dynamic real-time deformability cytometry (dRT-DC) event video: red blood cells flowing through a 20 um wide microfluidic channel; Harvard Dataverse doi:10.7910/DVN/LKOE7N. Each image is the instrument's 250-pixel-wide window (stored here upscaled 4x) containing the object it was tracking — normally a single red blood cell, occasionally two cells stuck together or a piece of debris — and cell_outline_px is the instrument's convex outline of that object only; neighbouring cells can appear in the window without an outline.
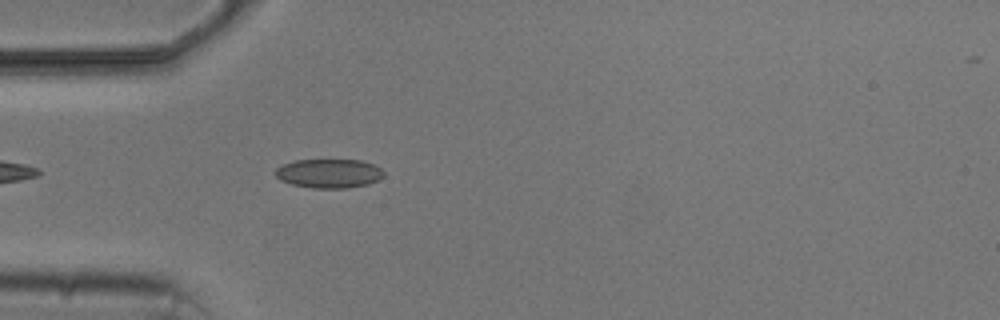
{"species": "common noctule bat (a hibernating species)", "species_latin": "Nyctalus noctula", "temperature_condition": "cold", "stored_images_in_passage": 2, "camera_frame_rate_fps": 3000, "um_per_image_px": 0.085, "animal": {"sex": "male", "body_mass_g": 20.5, "forearm_length_mm": 52.5}, "frame": {"image": 1, "passage_image": 1, "time_ms": 0.0, "image_size_px": [1000, 320], "cell_outline_px": [[384, 176], [380, 180], [368, 184], [348, 188], [312, 188], [292, 184], [280, 180], [276, 176], [276, 168], [292, 160], [360, 160], [372, 164], [380, 168], [384, 172]], "centroid_in_image_um": [27.98, 14.74], "position_along_channel_um": 57.0, "area_um2": 18.38}}